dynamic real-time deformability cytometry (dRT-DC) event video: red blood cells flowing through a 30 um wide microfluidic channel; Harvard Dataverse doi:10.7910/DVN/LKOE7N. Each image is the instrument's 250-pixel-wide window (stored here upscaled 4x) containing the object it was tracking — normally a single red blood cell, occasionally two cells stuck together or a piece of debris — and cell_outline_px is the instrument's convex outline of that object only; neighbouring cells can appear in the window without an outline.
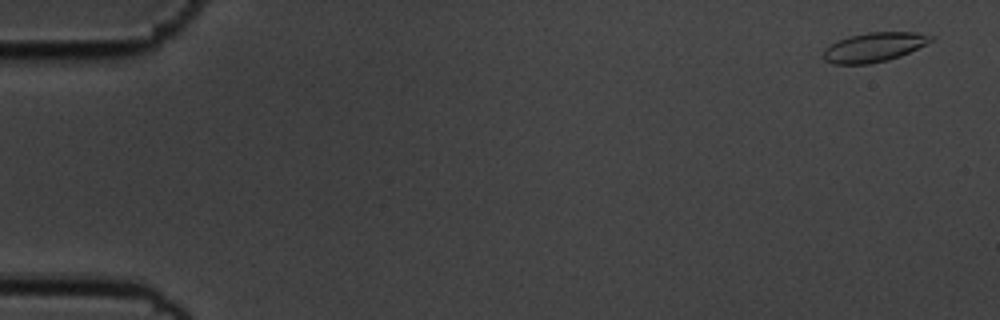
{"species": "common noctule bat (a hibernating species)", "species_latin": "Nyctalus noctula", "temperature_condition": "cold", "stored_images_in_passage": 57, "camera_frame_rate_fps": 3000, "um_per_image_px": 0.085, "animal": {"sex": "male", "body_mass_g": 19.5, "forearm_length_mm": 54.6}, "frame": {"image": 1, "passage_image": 3, "time_ms": 0.667, "image_size_px": [1000, 320], "cell_outline_px": [[936, 36], [932, 40], [900, 56], [888, 60], [868, 64], [832, 64], [824, 60], [824, 48], [836, 40], [848, 36], [868, 32], [916, 32]], "centroid_in_image_um": [74.25, 4.0], "position_along_channel_um": 10.8, "area_um2": 18.38}}
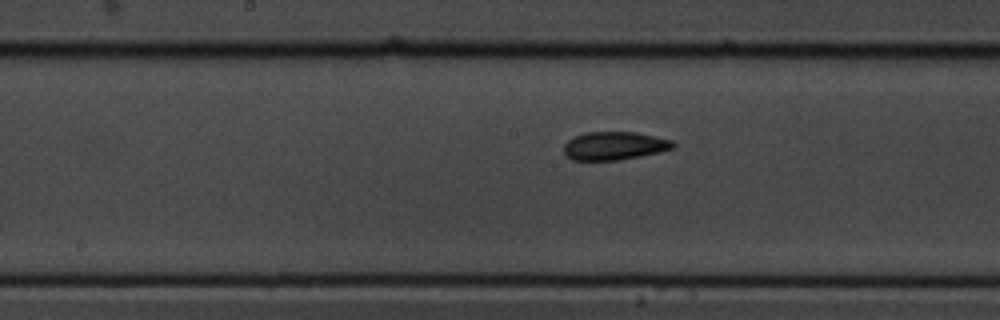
{"frame": {"image": 2, "passage_image": 30, "time_ms": 9.667, "image_size_px": [1000, 320], "cell_outline_px": [[676, 148], [660, 152], [640, 156], [616, 160], [572, 160], [564, 152], [564, 144], [568, 140], [584, 132], [636, 132], [672, 140], [676, 144]], "centroid_in_image_um": [52.25, 12.39], "position_along_channel_um": 195.9, "area_um2": 17.98}}
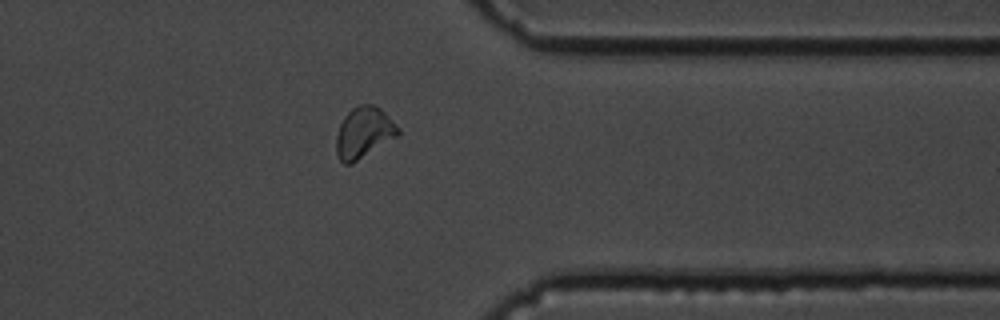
{"frame": {"image": 3, "passage_image": 46, "time_ms": 15.0, "image_size_px": [1000, 320], "cell_outline_px": [[400, 136], [352, 164], [344, 164], [340, 160], [336, 152], [336, 136], [340, 124], [344, 116], [352, 108], [360, 104], [372, 104], [380, 108], [400, 128]], "centroid_in_image_um": [30.94, 11.29], "position_along_channel_um": 380.5, "area_um2": 18.67}, "authors_computed_cell_mechanics": {"area_um2": 18.0914, "velocity_mm_per_s": 3.57, "shape_relaxation_time_tau1_ms": 5.1773, "shape_relaxation_time_tau2_ms": 2.5813, "deformation_change_tau1": 0.1259, "deformation_change_tau2": 0.055}}